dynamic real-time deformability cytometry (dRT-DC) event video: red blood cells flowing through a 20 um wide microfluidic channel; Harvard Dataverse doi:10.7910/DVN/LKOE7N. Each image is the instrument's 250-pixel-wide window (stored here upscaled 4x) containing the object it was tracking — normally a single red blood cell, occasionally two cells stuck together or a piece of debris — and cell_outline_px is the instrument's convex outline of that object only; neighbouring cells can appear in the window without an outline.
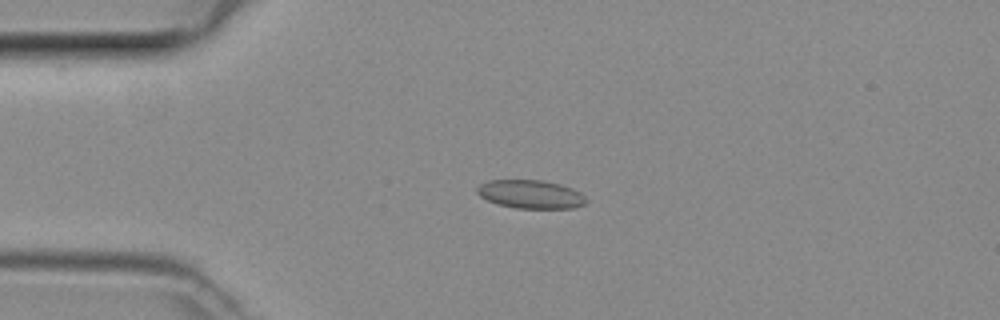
{"species": "common noctule bat (a hibernating species)", "species_latin": "Nyctalus noctula", "temperature_condition": "room temperature", "stored_images_in_passage": 49, "camera_frame_rate_fps": 3000, "um_per_image_px": 0.085, "animal": {"sex": "female", "body_mass_g": 29.2, "forearm_length_mm": 56.3}, "frame": {"image": 1, "passage_image": 12, "time_ms": 3.667, "image_size_px": [1000, 320], "cell_outline_px": [[588, 200], [584, 204], [572, 208], [516, 208], [496, 204], [480, 196], [476, 192], [476, 188], [480, 184], [488, 180], [544, 180], [560, 184], [572, 188], [580, 192]], "centroid_in_image_um": [45.09, 16.5], "position_along_channel_um": 39.9, "area_um2": 18.15}}
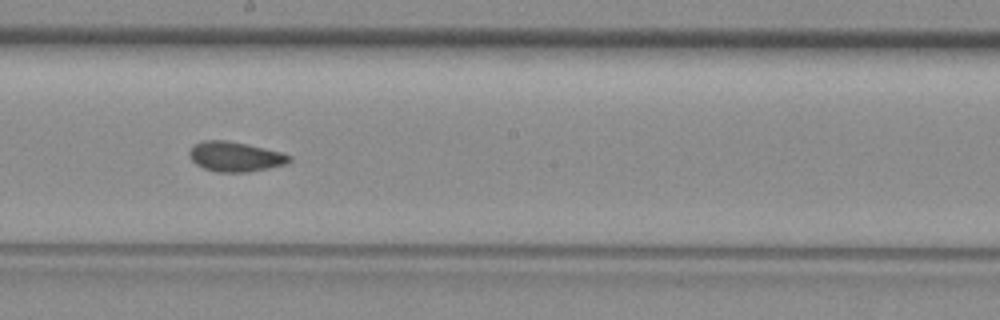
{"frame": {"image": 2, "passage_image": 27, "time_ms": 8.667, "image_size_px": [1000, 320], "cell_outline_px": [[292, 160], [288, 164], [248, 172], [216, 172], [204, 168], [196, 164], [192, 160], [188, 152], [196, 144], [204, 140], [224, 140], [264, 148], [280, 152], [292, 156]], "centroid_in_image_um": [20.02, 13.33], "position_along_channel_um": 228.2, "area_um2": 17.22}}
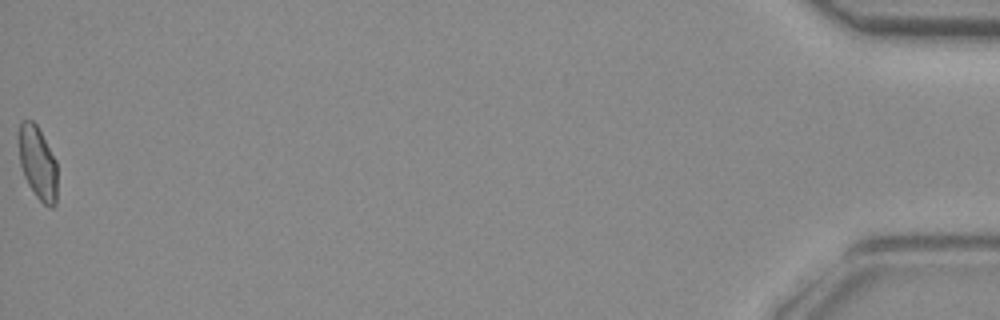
{"frame": {"image": 3, "passage_image": 49, "time_ms": 16.0, "image_size_px": [1000, 320], "cell_outline_px": [[56, 204], [52, 208], [48, 208], [36, 196], [28, 184], [24, 176], [20, 164], [16, 140], [20, 120], [32, 120], [36, 124], [56, 160]], "centroid_in_image_um": [3.16, 13.81], "position_along_channel_um": 432.0, "area_um2": 16.76}}